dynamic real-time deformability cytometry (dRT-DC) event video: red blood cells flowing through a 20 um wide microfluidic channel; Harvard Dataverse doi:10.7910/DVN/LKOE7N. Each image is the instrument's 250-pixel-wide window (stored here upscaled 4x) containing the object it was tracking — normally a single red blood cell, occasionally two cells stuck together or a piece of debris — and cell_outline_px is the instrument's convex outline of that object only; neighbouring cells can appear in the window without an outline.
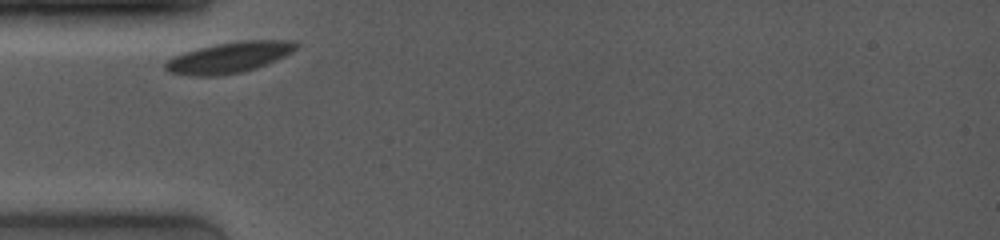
{"species": "common noctule bat (a hibernating species)", "species_latin": "Nyctalus noctula", "temperature_condition": "room temperature", "stored_images_in_passage": 9, "camera_frame_rate_fps": 4000, "um_per_image_px": 0.085, "animal": {"sex": "female", "body_mass_g": 19.0, "forearm_length_mm": 53.3}, "frame": {"image": 1, "passage_image": 1, "time_ms": 0.0, "image_size_px": [1000, 240], "cell_outline_px": [[300, 44], [292, 52], [284, 56], [256, 68], [240, 72], [216, 76], [196, 76], [168, 72], [164, 68], [164, 64], [172, 56], [196, 48], [216, 44], [240, 40], [292, 40]], "centroid_in_image_um": [19.46, 4.87], "position_along_channel_um": 65.5, "area_um2": 23.47}}
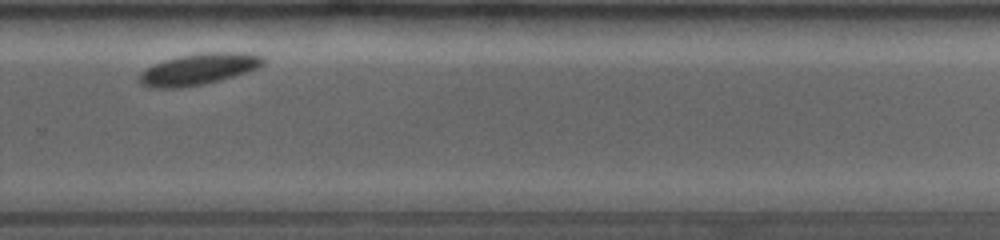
{"frame": {"image": 2, "passage_image": 7, "time_ms": 6.75, "image_size_px": [1000, 240], "cell_outline_px": [[268, 60], [264, 64], [256, 68], [220, 80], [204, 84], [180, 88], [152, 88], [140, 84], [140, 72], [144, 68], [152, 64], [164, 60], [180, 56], [204, 52], [248, 52], [264, 56]], "centroid_in_image_um": [16.89, 5.86], "position_along_channel_um": 312.9, "area_um2": 22.77}}
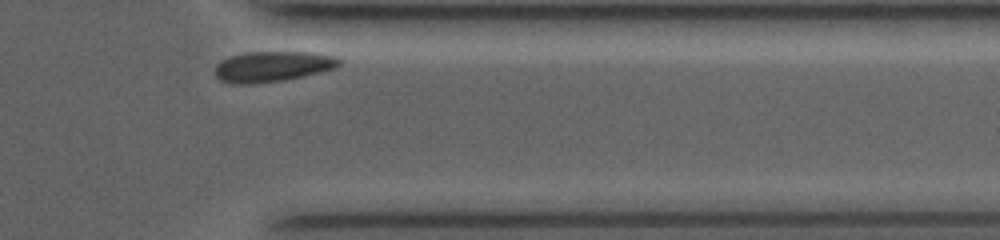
{"frame": {"image": 3, "passage_image": 9, "time_ms": 8.75, "image_size_px": [1000, 240], "cell_outline_px": [[340, 64], [332, 68], [320, 72], [284, 80], [252, 84], [232, 84], [220, 80], [216, 76], [216, 64], [220, 60], [232, 56], [248, 52], [312, 52], [336, 56], [340, 60]], "centroid_in_image_um": [23.14, 5.65], "position_along_channel_um": 388.3, "area_um2": 21.96}}